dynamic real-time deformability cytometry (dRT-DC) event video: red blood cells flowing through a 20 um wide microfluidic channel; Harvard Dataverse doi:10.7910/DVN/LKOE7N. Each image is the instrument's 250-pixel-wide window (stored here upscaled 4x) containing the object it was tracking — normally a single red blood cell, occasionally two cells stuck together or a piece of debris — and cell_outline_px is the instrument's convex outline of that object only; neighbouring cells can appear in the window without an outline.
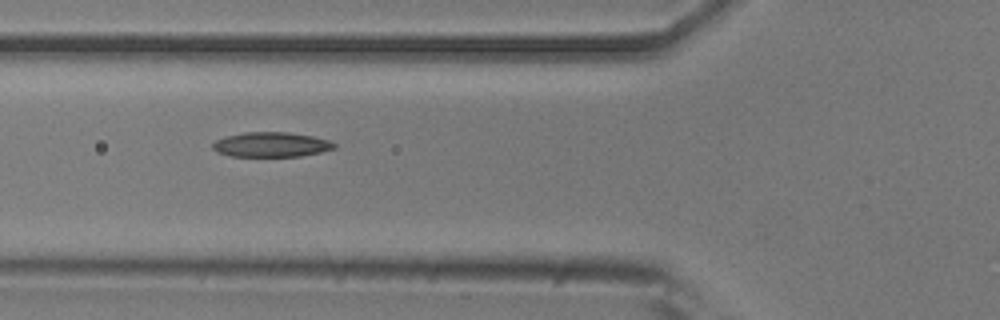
{"species": "common noctule bat (a hibernating species)", "species_latin": "Nyctalus noctula", "temperature_condition": "room temperature", "stored_images_in_passage": 9, "camera_frame_rate_fps": 3000, "um_per_image_px": 0.085, "animal": {"sex": "male", "body_mass_g": 20.5, "forearm_length_mm": 52.5}, "frame": {"image": 1, "passage_image": 6, "time_ms": 1.667, "image_size_px": [1000, 320], "cell_outline_px": [[336, 148], [320, 152], [300, 156], [232, 156], [220, 152], [212, 148], [212, 144], [216, 140], [228, 136], [244, 132], [288, 132], [312, 136], [328, 140], [336, 144]], "centroid_in_image_um": [23.08, 12.28], "position_along_channel_um": 102.7, "area_um2": 17.34}}
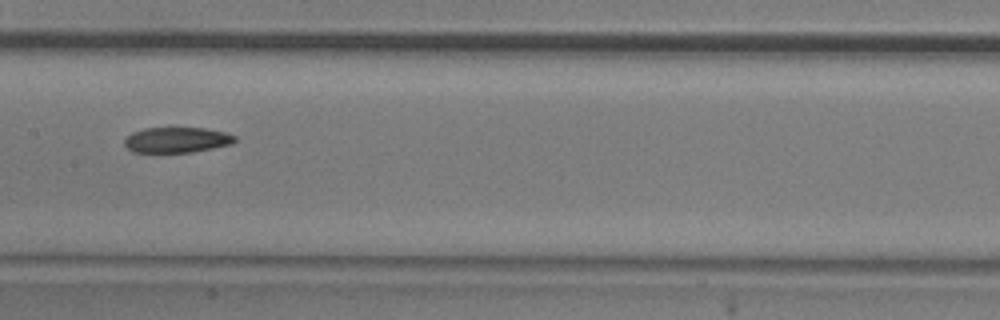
{"frame": {"image": 2, "passage_image": 8, "time_ms": 2.333, "image_size_px": [1000, 320], "cell_outline_px": [[236, 140], [232, 144], [192, 152], [132, 152], [124, 144], [124, 140], [132, 132], [144, 128], [204, 128], [224, 132], [236, 136]], "centroid_in_image_um": [15.02, 11.89], "position_along_channel_um": 192.4, "area_um2": 16.3}}
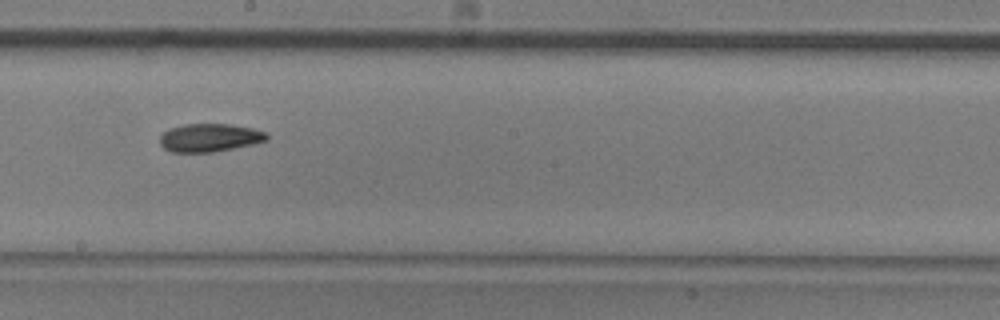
{"frame": {"image": 3, "passage_image": 9, "time_ms": 2.667, "image_size_px": [1000, 320], "cell_outline_px": [[268, 140], [252, 144], [212, 152], [172, 152], [164, 148], [160, 144], [160, 136], [168, 128], [184, 124], [228, 124], [252, 128], [264, 132], [268, 136]], "centroid_in_image_um": [17.78, 11.7], "position_along_channel_um": 230.4, "area_um2": 17.4}}